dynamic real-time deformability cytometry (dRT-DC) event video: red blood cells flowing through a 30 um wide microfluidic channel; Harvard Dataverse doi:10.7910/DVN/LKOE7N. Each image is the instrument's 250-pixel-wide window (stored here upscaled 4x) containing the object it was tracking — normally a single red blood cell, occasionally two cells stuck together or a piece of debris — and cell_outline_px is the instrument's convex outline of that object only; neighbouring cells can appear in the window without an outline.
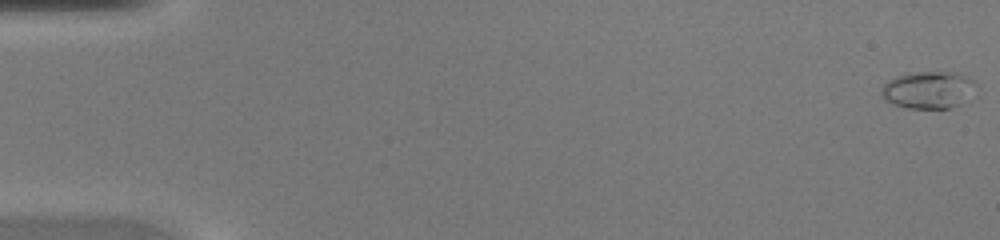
{"species": "common noctule bat (a hibernating species)", "species_latin": "Nyctalus noctula", "temperature_condition": "warm", "stored_images_in_passage": 15, "camera_frame_rate_fps": 3000, "um_per_image_px": 0.085, "animal": {"sex": "female", "body_mass_g": 20.0, "forearm_length_mm": 54.0}, "frame": {"image": 1, "passage_image": 1, "time_ms": 0.0, "image_size_px": [1000, 240], "cell_outline_px": [[976, 84], [960, 104], [948, 108], [908, 108], [896, 104], [888, 100], [880, 92], [880, 88], [888, 80], [896, 76], [908, 72], [956, 72], [972, 80]], "centroid_in_image_um": [78.85, 7.62], "position_along_channel_um": 6.2, "area_um2": 20.0}}